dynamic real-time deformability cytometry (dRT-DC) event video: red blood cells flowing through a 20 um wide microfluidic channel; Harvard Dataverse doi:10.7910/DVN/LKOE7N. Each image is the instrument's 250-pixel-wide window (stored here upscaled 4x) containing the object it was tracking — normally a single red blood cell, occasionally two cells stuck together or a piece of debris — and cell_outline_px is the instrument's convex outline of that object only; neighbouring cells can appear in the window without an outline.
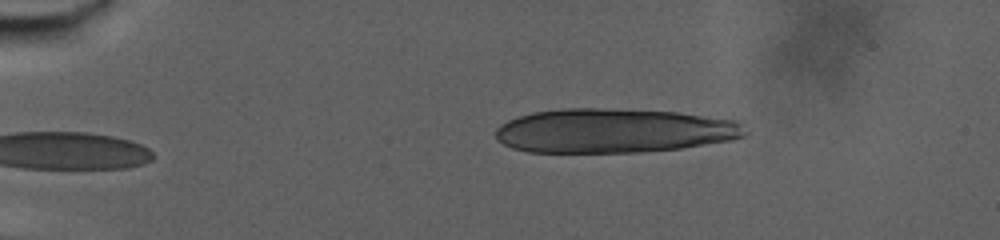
{"species": "human", "species_latin": "Homo sapiens", "temperature_condition": "warm", "stored_images_in_passage": 13, "camera_frame_rate_fps": 3000, "um_per_image_px": 0.085, "donor": {"sex": "male"}, "frame": {"image": 1, "passage_image": 1, "time_ms": 0.0, "image_size_px": [1000, 240], "cell_outline_px": [[748, 136], [732, 140], [680, 148], [644, 152], [528, 152], [512, 148], [496, 140], [496, 128], [500, 124], [508, 120], [532, 112], [560, 108], [596, 108], [680, 112], [740, 120], [744, 124], [748, 132]], "centroid_in_image_um": [52.23, 11.1], "position_along_channel_um": 32.8, "area_um2": 65.03}}